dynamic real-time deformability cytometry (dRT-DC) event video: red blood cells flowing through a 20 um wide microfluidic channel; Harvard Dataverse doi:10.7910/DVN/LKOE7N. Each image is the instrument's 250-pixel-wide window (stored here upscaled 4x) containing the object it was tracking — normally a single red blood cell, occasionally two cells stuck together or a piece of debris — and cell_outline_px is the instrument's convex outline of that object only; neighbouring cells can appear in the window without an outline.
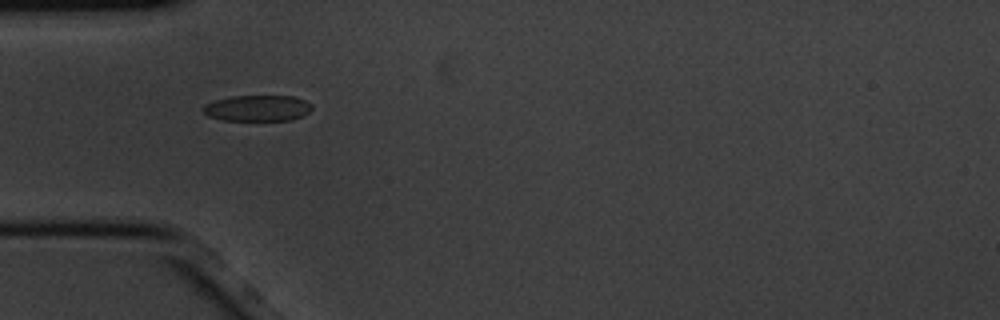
{"species": "common noctule bat (a hibernating species)", "species_latin": "Nyctalus noctula", "temperature_condition": "cold", "stored_images_in_passage": 5, "camera_frame_rate_fps": 3000, "um_per_image_px": 0.085, "animal": {"sex": "male", "body_mass_g": 20.1, "forearm_length_mm": 53.5}, "frame": {"image": 1, "passage_image": 1, "time_ms": 0.0, "image_size_px": [1000, 320], "cell_outline_px": [[312, 108], [304, 116], [292, 120], [224, 120], [208, 116], [200, 108], [204, 104], [216, 100], [232, 96], [292, 96], [304, 100], [312, 104]], "centroid_in_image_um": [21.89, 9.19], "position_along_channel_um": 63.1, "area_um2": 16.53}}
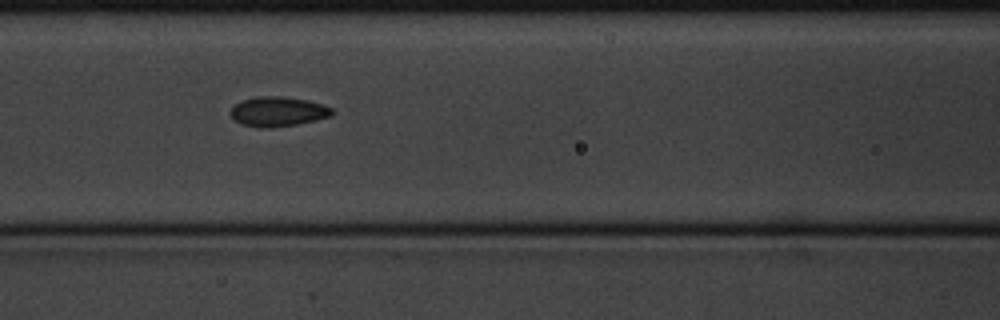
{"frame": {"image": 2, "passage_image": 3, "time_ms": 0.667, "image_size_px": [1000, 320], "cell_outline_px": [[336, 112], [332, 116], [296, 124], [268, 128], [260, 128], [240, 124], [228, 112], [240, 100], [256, 96], [280, 96], [308, 100], [324, 104], [332, 108]], "centroid_in_image_um": [23.63, 9.47], "position_along_channel_um": 143.0, "area_um2": 17.74}}
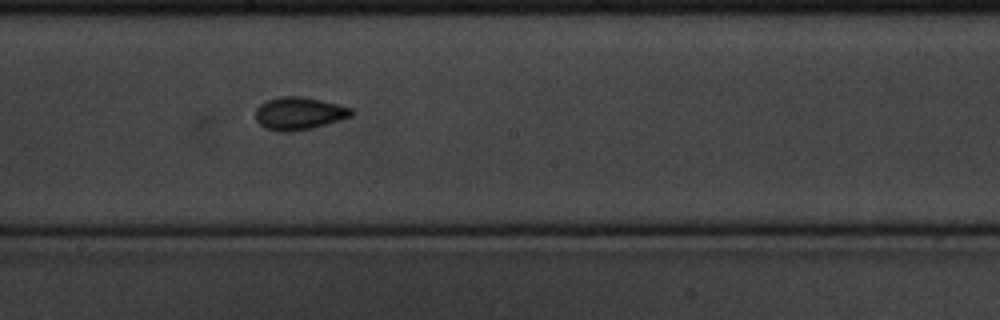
{"frame": {"image": 3, "passage_image": 5, "time_ms": 1.333, "image_size_px": [1000, 320], "cell_outline_px": [[352, 116], [340, 120], [312, 128], [288, 132], [280, 132], [264, 128], [256, 120], [256, 108], [260, 104], [268, 100], [280, 96], [300, 96], [320, 100], [352, 108]], "centroid_in_image_um": [25.39, 9.65], "position_along_channel_um": 222.8, "area_um2": 18.15}}